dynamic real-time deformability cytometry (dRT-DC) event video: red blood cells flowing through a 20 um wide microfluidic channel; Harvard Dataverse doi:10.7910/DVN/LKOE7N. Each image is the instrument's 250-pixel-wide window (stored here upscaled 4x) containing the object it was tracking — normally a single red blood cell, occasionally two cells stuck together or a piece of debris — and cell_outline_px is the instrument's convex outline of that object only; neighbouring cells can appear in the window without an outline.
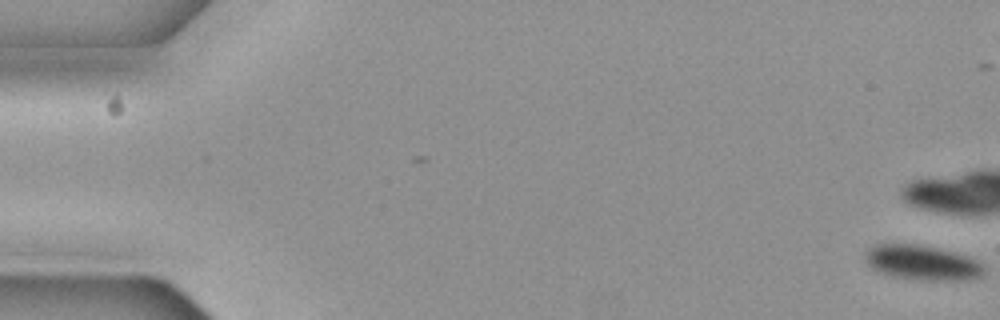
{"species": "common noctule bat (a hibernating species)", "species_latin": "Nyctalus noctula", "temperature_condition": "cold", "stored_images_in_passage": 13, "camera_frame_rate_fps": 3000, "um_per_image_px": 0.085, "animal": {"sex": "female", "body_mass_g": 19.3, "forearm_length_mm": 54.1}, "frame": {"image": 1, "passage_image": 1, "time_ms": 0.0, "image_size_px": [1000, 320], "cell_outline_px": [[980, 276], [960, 280], [928, 280], [892, 276], [880, 272], [872, 268], [864, 260], [864, 256], [876, 244], [912, 244], [952, 252], [976, 260], [980, 264]], "centroid_in_image_um": [78.3, 22.33], "position_along_channel_um": 6.7, "area_um2": 23.06}}